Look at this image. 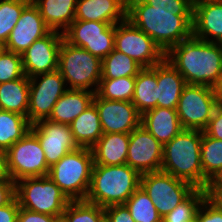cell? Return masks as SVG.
Returning a JSON list of instances; mask_svg holds the SVG:
<instances>
[{"label": "cell", "instance_id": "1", "mask_svg": "<svg viewBox=\"0 0 222 222\" xmlns=\"http://www.w3.org/2000/svg\"><path fill=\"white\" fill-rule=\"evenodd\" d=\"M165 59L184 77L186 84L213 87L222 73V43L192 35L172 47Z\"/></svg>", "mask_w": 222, "mask_h": 222}, {"label": "cell", "instance_id": "2", "mask_svg": "<svg viewBox=\"0 0 222 222\" xmlns=\"http://www.w3.org/2000/svg\"><path fill=\"white\" fill-rule=\"evenodd\" d=\"M126 19L154 40L165 54L193 35V15H174L143 0H127Z\"/></svg>", "mask_w": 222, "mask_h": 222}, {"label": "cell", "instance_id": "3", "mask_svg": "<svg viewBox=\"0 0 222 222\" xmlns=\"http://www.w3.org/2000/svg\"><path fill=\"white\" fill-rule=\"evenodd\" d=\"M202 131L182 129L173 139L163 145L161 171L203 189L201 166Z\"/></svg>", "mask_w": 222, "mask_h": 222}, {"label": "cell", "instance_id": "4", "mask_svg": "<svg viewBox=\"0 0 222 222\" xmlns=\"http://www.w3.org/2000/svg\"><path fill=\"white\" fill-rule=\"evenodd\" d=\"M141 175L127 164H94L85 200L103 208L125 204L140 187Z\"/></svg>", "mask_w": 222, "mask_h": 222}, {"label": "cell", "instance_id": "5", "mask_svg": "<svg viewBox=\"0 0 222 222\" xmlns=\"http://www.w3.org/2000/svg\"><path fill=\"white\" fill-rule=\"evenodd\" d=\"M93 165L91 148L79 147L53 164L48 176L70 201L85 200Z\"/></svg>", "mask_w": 222, "mask_h": 222}, {"label": "cell", "instance_id": "6", "mask_svg": "<svg viewBox=\"0 0 222 222\" xmlns=\"http://www.w3.org/2000/svg\"><path fill=\"white\" fill-rule=\"evenodd\" d=\"M58 70L66 85L69 84L68 89L96 93L102 76V60L63 38L59 50Z\"/></svg>", "mask_w": 222, "mask_h": 222}, {"label": "cell", "instance_id": "7", "mask_svg": "<svg viewBox=\"0 0 222 222\" xmlns=\"http://www.w3.org/2000/svg\"><path fill=\"white\" fill-rule=\"evenodd\" d=\"M15 197L21 208L61 217L70 203L49 176L26 177L15 182Z\"/></svg>", "mask_w": 222, "mask_h": 222}, {"label": "cell", "instance_id": "8", "mask_svg": "<svg viewBox=\"0 0 222 222\" xmlns=\"http://www.w3.org/2000/svg\"><path fill=\"white\" fill-rule=\"evenodd\" d=\"M6 156L7 169L14 182L26 177L48 176L50 167L45 153L31 130L6 151Z\"/></svg>", "mask_w": 222, "mask_h": 222}, {"label": "cell", "instance_id": "9", "mask_svg": "<svg viewBox=\"0 0 222 222\" xmlns=\"http://www.w3.org/2000/svg\"><path fill=\"white\" fill-rule=\"evenodd\" d=\"M140 186L162 218L196 189L192 184L163 171L141 175Z\"/></svg>", "mask_w": 222, "mask_h": 222}, {"label": "cell", "instance_id": "10", "mask_svg": "<svg viewBox=\"0 0 222 222\" xmlns=\"http://www.w3.org/2000/svg\"><path fill=\"white\" fill-rule=\"evenodd\" d=\"M217 106L213 88L186 84L176 108L183 129L203 131Z\"/></svg>", "mask_w": 222, "mask_h": 222}, {"label": "cell", "instance_id": "11", "mask_svg": "<svg viewBox=\"0 0 222 222\" xmlns=\"http://www.w3.org/2000/svg\"><path fill=\"white\" fill-rule=\"evenodd\" d=\"M114 49L131 57L143 68H151L165 59V53L155 41L128 19L115 24Z\"/></svg>", "mask_w": 222, "mask_h": 222}, {"label": "cell", "instance_id": "12", "mask_svg": "<svg viewBox=\"0 0 222 222\" xmlns=\"http://www.w3.org/2000/svg\"><path fill=\"white\" fill-rule=\"evenodd\" d=\"M57 69L29 78L28 121L35 124L50 117L58 99L68 90Z\"/></svg>", "mask_w": 222, "mask_h": 222}, {"label": "cell", "instance_id": "13", "mask_svg": "<svg viewBox=\"0 0 222 222\" xmlns=\"http://www.w3.org/2000/svg\"><path fill=\"white\" fill-rule=\"evenodd\" d=\"M115 25L99 21L74 20L63 32L64 39L103 60L114 50Z\"/></svg>", "mask_w": 222, "mask_h": 222}, {"label": "cell", "instance_id": "14", "mask_svg": "<svg viewBox=\"0 0 222 222\" xmlns=\"http://www.w3.org/2000/svg\"><path fill=\"white\" fill-rule=\"evenodd\" d=\"M163 145L141 124L129 134L126 164L140 175L161 171Z\"/></svg>", "mask_w": 222, "mask_h": 222}, {"label": "cell", "instance_id": "15", "mask_svg": "<svg viewBox=\"0 0 222 222\" xmlns=\"http://www.w3.org/2000/svg\"><path fill=\"white\" fill-rule=\"evenodd\" d=\"M63 38V33L51 30L46 36L34 41L21 55L24 75L32 78L57 70Z\"/></svg>", "mask_w": 222, "mask_h": 222}, {"label": "cell", "instance_id": "16", "mask_svg": "<svg viewBox=\"0 0 222 222\" xmlns=\"http://www.w3.org/2000/svg\"><path fill=\"white\" fill-rule=\"evenodd\" d=\"M30 130L37 136L49 167L67 153L79 148L73 138L70 125L46 119L32 124Z\"/></svg>", "mask_w": 222, "mask_h": 222}, {"label": "cell", "instance_id": "17", "mask_svg": "<svg viewBox=\"0 0 222 222\" xmlns=\"http://www.w3.org/2000/svg\"><path fill=\"white\" fill-rule=\"evenodd\" d=\"M103 133L130 134L141 124V114L130 101H114L93 97Z\"/></svg>", "mask_w": 222, "mask_h": 222}, {"label": "cell", "instance_id": "18", "mask_svg": "<svg viewBox=\"0 0 222 222\" xmlns=\"http://www.w3.org/2000/svg\"><path fill=\"white\" fill-rule=\"evenodd\" d=\"M51 29L45 24L38 7L31 1L24 9L11 31L5 46L7 51L22 55L29 46Z\"/></svg>", "mask_w": 222, "mask_h": 222}, {"label": "cell", "instance_id": "19", "mask_svg": "<svg viewBox=\"0 0 222 222\" xmlns=\"http://www.w3.org/2000/svg\"><path fill=\"white\" fill-rule=\"evenodd\" d=\"M192 24L194 37L222 43V0H205L194 4Z\"/></svg>", "mask_w": 222, "mask_h": 222}, {"label": "cell", "instance_id": "20", "mask_svg": "<svg viewBox=\"0 0 222 222\" xmlns=\"http://www.w3.org/2000/svg\"><path fill=\"white\" fill-rule=\"evenodd\" d=\"M127 0H77L74 20L115 25L126 19Z\"/></svg>", "mask_w": 222, "mask_h": 222}, {"label": "cell", "instance_id": "21", "mask_svg": "<svg viewBox=\"0 0 222 222\" xmlns=\"http://www.w3.org/2000/svg\"><path fill=\"white\" fill-rule=\"evenodd\" d=\"M156 107L177 108L186 82L184 77L166 60L156 64Z\"/></svg>", "mask_w": 222, "mask_h": 222}, {"label": "cell", "instance_id": "22", "mask_svg": "<svg viewBox=\"0 0 222 222\" xmlns=\"http://www.w3.org/2000/svg\"><path fill=\"white\" fill-rule=\"evenodd\" d=\"M141 125L162 145L168 143L183 129L177 111L161 107L144 112L141 115Z\"/></svg>", "mask_w": 222, "mask_h": 222}, {"label": "cell", "instance_id": "23", "mask_svg": "<svg viewBox=\"0 0 222 222\" xmlns=\"http://www.w3.org/2000/svg\"><path fill=\"white\" fill-rule=\"evenodd\" d=\"M128 144V133H103L91 147L94 164H126Z\"/></svg>", "mask_w": 222, "mask_h": 222}, {"label": "cell", "instance_id": "24", "mask_svg": "<svg viewBox=\"0 0 222 222\" xmlns=\"http://www.w3.org/2000/svg\"><path fill=\"white\" fill-rule=\"evenodd\" d=\"M94 95L87 90L68 89L54 105L48 120L70 125L93 103Z\"/></svg>", "mask_w": 222, "mask_h": 222}, {"label": "cell", "instance_id": "25", "mask_svg": "<svg viewBox=\"0 0 222 222\" xmlns=\"http://www.w3.org/2000/svg\"><path fill=\"white\" fill-rule=\"evenodd\" d=\"M45 24L63 33L74 21L77 0H32ZM61 30V31H60Z\"/></svg>", "mask_w": 222, "mask_h": 222}, {"label": "cell", "instance_id": "26", "mask_svg": "<svg viewBox=\"0 0 222 222\" xmlns=\"http://www.w3.org/2000/svg\"><path fill=\"white\" fill-rule=\"evenodd\" d=\"M29 78L0 83V109L15 112L28 118Z\"/></svg>", "mask_w": 222, "mask_h": 222}, {"label": "cell", "instance_id": "27", "mask_svg": "<svg viewBox=\"0 0 222 222\" xmlns=\"http://www.w3.org/2000/svg\"><path fill=\"white\" fill-rule=\"evenodd\" d=\"M73 138L79 147L91 148L102 136L100 118L94 103L70 124Z\"/></svg>", "mask_w": 222, "mask_h": 222}, {"label": "cell", "instance_id": "28", "mask_svg": "<svg viewBox=\"0 0 222 222\" xmlns=\"http://www.w3.org/2000/svg\"><path fill=\"white\" fill-rule=\"evenodd\" d=\"M200 158L203 169V189L208 190L210 183L222 171V140L207 136L202 131Z\"/></svg>", "mask_w": 222, "mask_h": 222}, {"label": "cell", "instance_id": "29", "mask_svg": "<svg viewBox=\"0 0 222 222\" xmlns=\"http://www.w3.org/2000/svg\"><path fill=\"white\" fill-rule=\"evenodd\" d=\"M156 65L143 68L136 76L132 104L142 115L147 110L156 108Z\"/></svg>", "mask_w": 222, "mask_h": 222}, {"label": "cell", "instance_id": "30", "mask_svg": "<svg viewBox=\"0 0 222 222\" xmlns=\"http://www.w3.org/2000/svg\"><path fill=\"white\" fill-rule=\"evenodd\" d=\"M28 118L0 109V149L7 151L15 142L22 139L30 130Z\"/></svg>", "mask_w": 222, "mask_h": 222}, {"label": "cell", "instance_id": "31", "mask_svg": "<svg viewBox=\"0 0 222 222\" xmlns=\"http://www.w3.org/2000/svg\"><path fill=\"white\" fill-rule=\"evenodd\" d=\"M143 69L135 60L114 49L102 60L101 79L136 77Z\"/></svg>", "mask_w": 222, "mask_h": 222}, {"label": "cell", "instance_id": "32", "mask_svg": "<svg viewBox=\"0 0 222 222\" xmlns=\"http://www.w3.org/2000/svg\"><path fill=\"white\" fill-rule=\"evenodd\" d=\"M136 77L101 79L96 94L107 100L132 101Z\"/></svg>", "mask_w": 222, "mask_h": 222}, {"label": "cell", "instance_id": "33", "mask_svg": "<svg viewBox=\"0 0 222 222\" xmlns=\"http://www.w3.org/2000/svg\"><path fill=\"white\" fill-rule=\"evenodd\" d=\"M125 205L135 222H162V217L141 186L130 196Z\"/></svg>", "mask_w": 222, "mask_h": 222}, {"label": "cell", "instance_id": "34", "mask_svg": "<svg viewBox=\"0 0 222 222\" xmlns=\"http://www.w3.org/2000/svg\"><path fill=\"white\" fill-rule=\"evenodd\" d=\"M208 191L196 188L185 200L162 218V222H192Z\"/></svg>", "mask_w": 222, "mask_h": 222}, {"label": "cell", "instance_id": "35", "mask_svg": "<svg viewBox=\"0 0 222 222\" xmlns=\"http://www.w3.org/2000/svg\"><path fill=\"white\" fill-rule=\"evenodd\" d=\"M104 208L86 200L70 201L60 217L64 222H99Z\"/></svg>", "mask_w": 222, "mask_h": 222}, {"label": "cell", "instance_id": "36", "mask_svg": "<svg viewBox=\"0 0 222 222\" xmlns=\"http://www.w3.org/2000/svg\"><path fill=\"white\" fill-rule=\"evenodd\" d=\"M32 0H0V39L6 43L23 9Z\"/></svg>", "mask_w": 222, "mask_h": 222}, {"label": "cell", "instance_id": "37", "mask_svg": "<svg viewBox=\"0 0 222 222\" xmlns=\"http://www.w3.org/2000/svg\"><path fill=\"white\" fill-rule=\"evenodd\" d=\"M24 76L22 56L11 51L0 55V83H5Z\"/></svg>", "mask_w": 222, "mask_h": 222}, {"label": "cell", "instance_id": "38", "mask_svg": "<svg viewBox=\"0 0 222 222\" xmlns=\"http://www.w3.org/2000/svg\"><path fill=\"white\" fill-rule=\"evenodd\" d=\"M155 8H164L174 15H193V4L190 0H143Z\"/></svg>", "mask_w": 222, "mask_h": 222}, {"label": "cell", "instance_id": "39", "mask_svg": "<svg viewBox=\"0 0 222 222\" xmlns=\"http://www.w3.org/2000/svg\"><path fill=\"white\" fill-rule=\"evenodd\" d=\"M196 219L198 222H222V209L208 195L198 209Z\"/></svg>", "mask_w": 222, "mask_h": 222}, {"label": "cell", "instance_id": "40", "mask_svg": "<svg viewBox=\"0 0 222 222\" xmlns=\"http://www.w3.org/2000/svg\"><path fill=\"white\" fill-rule=\"evenodd\" d=\"M203 132L210 137L222 140V105H217Z\"/></svg>", "mask_w": 222, "mask_h": 222}, {"label": "cell", "instance_id": "41", "mask_svg": "<svg viewBox=\"0 0 222 222\" xmlns=\"http://www.w3.org/2000/svg\"><path fill=\"white\" fill-rule=\"evenodd\" d=\"M104 213L108 216L111 222H135L125 204L105 207Z\"/></svg>", "mask_w": 222, "mask_h": 222}, {"label": "cell", "instance_id": "42", "mask_svg": "<svg viewBox=\"0 0 222 222\" xmlns=\"http://www.w3.org/2000/svg\"><path fill=\"white\" fill-rule=\"evenodd\" d=\"M60 217L41 214L25 208H19L17 222H57Z\"/></svg>", "mask_w": 222, "mask_h": 222}, {"label": "cell", "instance_id": "43", "mask_svg": "<svg viewBox=\"0 0 222 222\" xmlns=\"http://www.w3.org/2000/svg\"><path fill=\"white\" fill-rule=\"evenodd\" d=\"M20 205L15 197L10 203L0 207V222H17Z\"/></svg>", "mask_w": 222, "mask_h": 222}, {"label": "cell", "instance_id": "44", "mask_svg": "<svg viewBox=\"0 0 222 222\" xmlns=\"http://www.w3.org/2000/svg\"><path fill=\"white\" fill-rule=\"evenodd\" d=\"M15 198V182H0V207L10 203Z\"/></svg>", "mask_w": 222, "mask_h": 222}, {"label": "cell", "instance_id": "45", "mask_svg": "<svg viewBox=\"0 0 222 222\" xmlns=\"http://www.w3.org/2000/svg\"><path fill=\"white\" fill-rule=\"evenodd\" d=\"M13 181L7 169L6 151L0 149V182Z\"/></svg>", "mask_w": 222, "mask_h": 222}, {"label": "cell", "instance_id": "46", "mask_svg": "<svg viewBox=\"0 0 222 222\" xmlns=\"http://www.w3.org/2000/svg\"><path fill=\"white\" fill-rule=\"evenodd\" d=\"M207 191H208V193H222V171L210 183Z\"/></svg>", "mask_w": 222, "mask_h": 222}, {"label": "cell", "instance_id": "47", "mask_svg": "<svg viewBox=\"0 0 222 222\" xmlns=\"http://www.w3.org/2000/svg\"><path fill=\"white\" fill-rule=\"evenodd\" d=\"M212 88L217 105H222V73Z\"/></svg>", "mask_w": 222, "mask_h": 222}, {"label": "cell", "instance_id": "48", "mask_svg": "<svg viewBox=\"0 0 222 222\" xmlns=\"http://www.w3.org/2000/svg\"><path fill=\"white\" fill-rule=\"evenodd\" d=\"M208 195L220 206L222 209V193H208Z\"/></svg>", "mask_w": 222, "mask_h": 222}, {"label": "cell", "instance_id": "49", "mask_svg": "<svg viewBox=\"0 0 222 222\" xmlns=\"http://www.w3.org/2000/svg\"><path fill=\"white\" fill-rule=\"evenodd\" d=\"M6 51V46H5V42H3L1 39H0V55Z\"/></svg>", "mask_w": 222, "mask_h": 222}, {"label": "cell", "instance_id": "50", "mask_svg": "<svg viewBox=\"0 0 222 222\" xmlns=\"http://www.w3.org/2000/svg\"><path fill=\"white\" fill-rule=\"evenodd\" d=\"M99 222H111V221H110V219L108 218V216H107L106 214H104V215L100 218Z\"/></svg>", "mask_w": 222, "mask_h": 222}, {"label": "cell", "instance_id": "51", "mask_svg": "<svg viewBox=\"0 0 222 222\" xmlns=\"http://www.w3.org/2000/svg\"><path fill=\"white\" fill-rule=\"evenodd\" d=\"M190 1L194 5V4L198 3V2L205 1V0H190Z\"/></svg>", "mask_w": 222, "mask_h": 222}, {"label": "cell", "instance_id": "52", "mask_svg": "<svg viewBox=\"0 0 222 222\" xmlns=\"http://www.w3.org/2000/svg\"><path fill=\"white\" fill-rule=\"evenodd\" d=\"M57 222H64L61 218Z\"/></svg>", "mask_w": 222, "mask_h": 222}]
</instances>
